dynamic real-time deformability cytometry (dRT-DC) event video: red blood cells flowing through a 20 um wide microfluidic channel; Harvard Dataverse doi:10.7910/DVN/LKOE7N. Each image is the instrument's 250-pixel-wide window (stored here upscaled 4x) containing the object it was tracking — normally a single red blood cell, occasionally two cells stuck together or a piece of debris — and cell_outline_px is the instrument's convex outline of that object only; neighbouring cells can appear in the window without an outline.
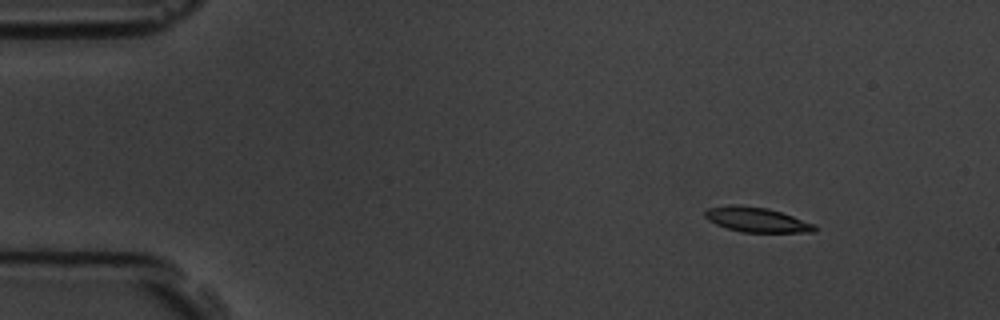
{"species": "common noctule bat (a hibernating species)", "species_latin": "Nyctalus noctula", "temperature_condition": "room temperature", "stored_images_in_passage": 3, "camera_frame_rate_fps": 3000, "um_per_image_px": 0.085, "animal": {"sex": "male", "body_mass_g": 19.5, "forearm_length_mm": 54.6}, "frame": {"image": 1, "passage_image": 1, "time_ms": 0.0, "image_size_px": [1000, 320], "cell_outline_px": [[816, 232], [740, 232], [716, 224], [708, 220], [704, 216], [704, 212], [708, 208], [728, 204], [736, 204], [768, 208], [816, 224]], "centroid_in_image_um": [64.3, 18.66], "position_along_channel_um": 20.7, "area_um2": 15.9}}
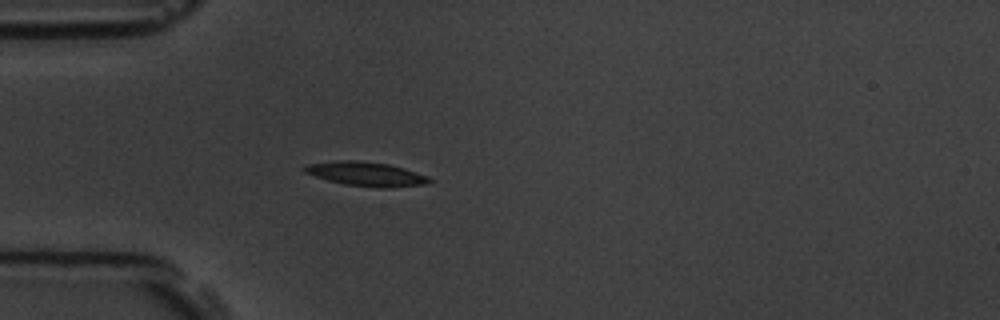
{"frame": {"image": 2, "passage_image": 3, "time_ms": 3.0, "image_size_px": [1000, 320], "cell_outline_px": [[432, 180], [428, 184], [392, 188], [376, 188], [344, 184], [328, 180], [304, 172], [300, 168], [304, 164], [336, 160], [360, 160], [388, 164], [404, 168], [428, 176]], "centroid_in_image_um": [31.1, 14.78], "position_along_channel_um": 53.9, "area_um2": 17.92}}